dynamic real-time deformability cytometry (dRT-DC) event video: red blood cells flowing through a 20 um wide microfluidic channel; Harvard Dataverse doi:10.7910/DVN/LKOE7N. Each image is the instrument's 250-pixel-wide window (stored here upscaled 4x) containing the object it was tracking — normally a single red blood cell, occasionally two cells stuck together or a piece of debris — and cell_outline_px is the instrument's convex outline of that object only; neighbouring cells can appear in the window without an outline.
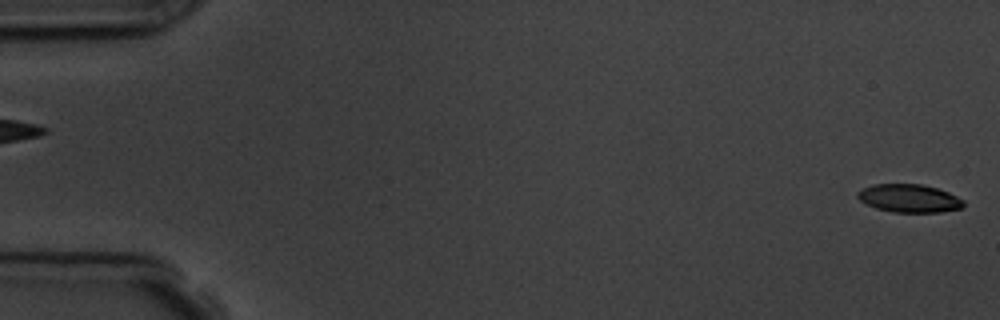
{"species": "common noctule bat (a hibernating species)", "species_latin": "Nyctalus noctula", "temperature_condition": "room temperature", "stored_images_in_passage": 5, "segment_of_instrument_passage": [2, 2], "camera_frame_rate_fps": 3000, "um_per_image_px": 0.085, "animal": {"sex": "male", "body_mass_g": 19.5, "forearm_length_mm": 54.6}, "frame": {"image": 1, "passage_image": 5, "time_ms": 5.667, "image_size_px": [1000, 320], "cell_outline_px": [[964, 208], [940, 212], [892, 212], [876, 208], [860, 200], [856, 196], [856, 192], [872, 184], [920, 184], [936, 188], [948, 192], [964, 200]], "centroid_in_image_um": [77.29, 16.86], "position_along_channel_um": 7.7, "area_um2": 17.34}}